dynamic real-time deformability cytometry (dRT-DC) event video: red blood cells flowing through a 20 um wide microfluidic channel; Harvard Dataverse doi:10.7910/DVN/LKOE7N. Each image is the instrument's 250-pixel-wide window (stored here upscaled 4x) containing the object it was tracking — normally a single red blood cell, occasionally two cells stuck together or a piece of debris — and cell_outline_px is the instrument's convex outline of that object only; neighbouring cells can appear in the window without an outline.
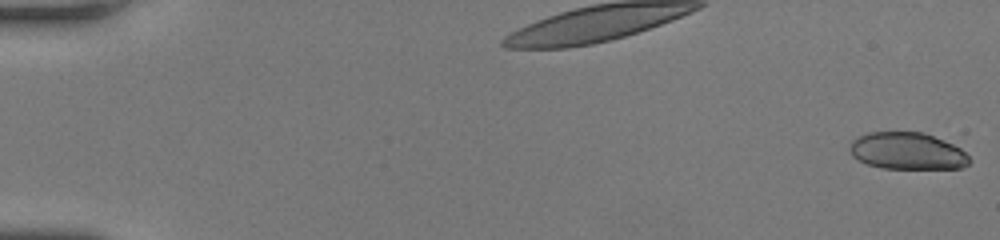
{"species": "human", "species_latin": "Homo sapiens", "temperature_condition": "room temperature", "stored_images_in_passage": 53, "camera_frame_rate_fps": 3000, "um_per_image_px": 0.085, "donor": {"sex": "female"}, "frame": {"image": 1, "passage_image": 1, "time_ms": 0.0, "image_size_px": [1000, 240], "cell_outline_px": [[972, 160], [964, 168], [880, 168], [868, 164], [852, 156], [848, 148], [848, 144], [856, 136], [868, 132], [924, 132], [944, 140], [960, 148]], "centroid_in_image_um": [77.09, 12.83], "position_along_channel_um": 7.9, "area_um2": 25.95}}
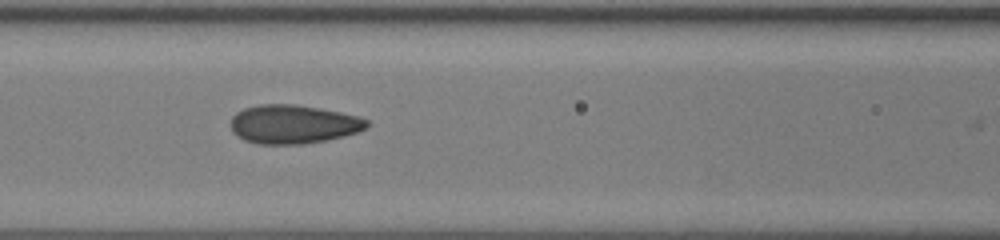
{"frame": {"image": 2, "passage_image": 27, "time_ms": 8.667, "image_size_px": [1000, 240], "cell_outline_px": [[368, 128], [344, 136], [328, 140], [304, 144], [256, 144], [244, 140], [236, 136], [232, 132], [232, 116], [236, 112], [244, 108], [260, 104], [296, 104], [320, 108], [360, 116], [368, 120]], "centroid_in_image_um": [24.93, 10.56], "position_along_channel_um": 141.7, "area_um2": 31.04}}
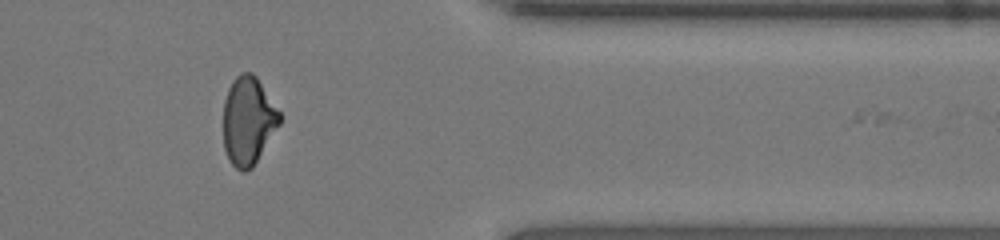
{"frame": {"image": 3, "passage_image": 47, "time_ms": 15.333, "image_size_px": [1000, 240], "cell_outline_px": [[280, 124], [252, 168], [244, 172], [240, 172], [232, 164], [224, 148], [224, 100], [228, 88], [232, 80], [240, 72], [252, 72], [256, 76], [280, 112]], "centroid_in_image_um": [21.09, 10.25], "position_along_channel_um": 390.3, "area_um2": 28.84}, "authors_computed_cell_mechanics": {"area_um2": 29.3624, "velocity_mm_per_s": 3.9399, "shape_relaxation_time_tau1_ms": null, "shape_relaxation_time_tau2_ms": 0.8035, "deformation_change_tau1": null, "deformation_change_tau2": 0.0666}}